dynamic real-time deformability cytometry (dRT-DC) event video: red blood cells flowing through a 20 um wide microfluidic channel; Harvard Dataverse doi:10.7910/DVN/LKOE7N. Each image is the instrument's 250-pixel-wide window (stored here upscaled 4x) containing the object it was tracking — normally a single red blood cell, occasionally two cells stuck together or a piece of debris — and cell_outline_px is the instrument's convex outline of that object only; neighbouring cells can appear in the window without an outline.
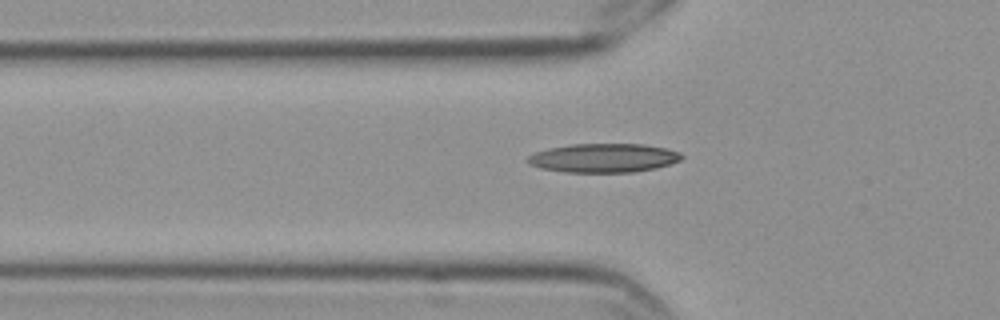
{"species": "Egyptian fruit bat (a non-hibernating species)", "species_latin": "Rousettus aegyptiacus", "temperature_condition": "cold", "stored_images_in_passage": 36, "camera_frame_rate_fps": 3000, "um_per_image_px": 0.085, "frame": {"image": 1, "passage_image": 6, "time_ms": 1.667, "image_size_px": [1000, 320], "cell_outline_px": [[684, 156], [680, 160], [656, 168], [632, 172], [564, 172], [540, 168], [532, 164], [528, 160], [528, 156], [536, 152], [548, 148], [572, 144], [644, 144], [668, 148], [680, 152]], "centroid_in_image_um": [51.35, 13.42], "position_along_channel_um": 74.5, "area_um2": 25.84}}
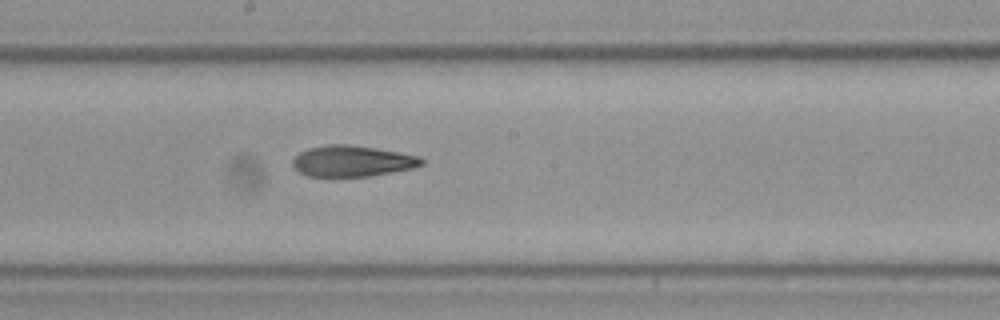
{"frame": {"image": 2, "passage_image": 18, "time_ms": 5.667, "image_size_px": [1000, 320], "cell_outline_px": [[424, 164], [412, 168], [368, 176], [308, 176], [300, 172], [292, 164], [292, 160], [300, 152], [308, 148], [328, 144], [348, 144], [376, 148], [400, 152], [420, 156], [424, 160]], "centroid_in_image_um": [29.95, 13.68], "position_along_channel_um": 218.2, "area_um2": 23.18}}
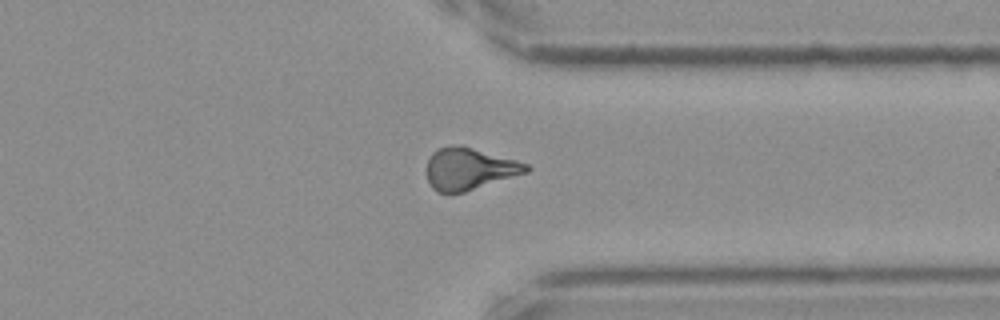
{"frame": {"image": 3, "passage_image": 31, "time_ms": 10.0, "image_size_px": [1000, 320], "cell_outline_px": [[532, 168], [528, 172], [464, 192], [448, 196], [436, 192], [432, 188], [428, 180], [428, 160], [432, 152], [436, 148], [452, 144], [460, 144], [516, 160], [528, 164]], "centroid_in_image_um": [39.86, 14.36], "position_along_channel_um": 371.5, "area_um2": 24.74}, "authors_computed_cell_mechanics": {"area_um2": 24.0159, "velocity_mm_per_s": 3.5591, "shape_relaxation_time_tau1_ms": null, "shape_relaxation_time_tau2_ms": 4.5048, "deformation_change_tau1": null, "deformation_change_tau2": 0.1363}}